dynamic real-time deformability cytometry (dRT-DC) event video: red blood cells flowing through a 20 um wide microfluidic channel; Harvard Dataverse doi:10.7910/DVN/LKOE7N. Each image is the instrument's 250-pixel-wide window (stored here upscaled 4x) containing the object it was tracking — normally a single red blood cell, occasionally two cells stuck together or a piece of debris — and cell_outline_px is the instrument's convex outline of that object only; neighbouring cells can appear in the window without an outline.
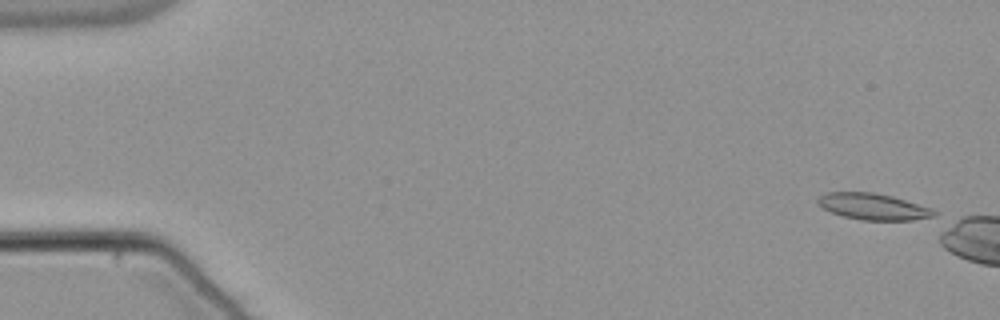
{"species": "common noctule bat (a hibernating species)", "species_latin": "Nyctalus noctula", "temperature_condition": "warm", "stored_images_in_passage": 8, "camera_frame_rate_fps": 3000, "um_per_image_px": 0.085, "animal": {"sex": "male", "body_mass_g": 21.5, "forearm_length_mm": 52.0}, "frame": {"image": 1, "passage_image": 1, "time_ms": 0.0, "image_size_px": [1000, 320], "cell_outline_px": [[940, 212], [936, 216], [912, 220], [860, 220], [844, 216], [832, 212], [824, 208], [816, 200], [824, 192], [876, 192], [892, 196], [932, 208]], "centroid_in_image_um": [74.27, 17.56], "position_along_channel_um": 10.7, "area_um2": 17.92}}